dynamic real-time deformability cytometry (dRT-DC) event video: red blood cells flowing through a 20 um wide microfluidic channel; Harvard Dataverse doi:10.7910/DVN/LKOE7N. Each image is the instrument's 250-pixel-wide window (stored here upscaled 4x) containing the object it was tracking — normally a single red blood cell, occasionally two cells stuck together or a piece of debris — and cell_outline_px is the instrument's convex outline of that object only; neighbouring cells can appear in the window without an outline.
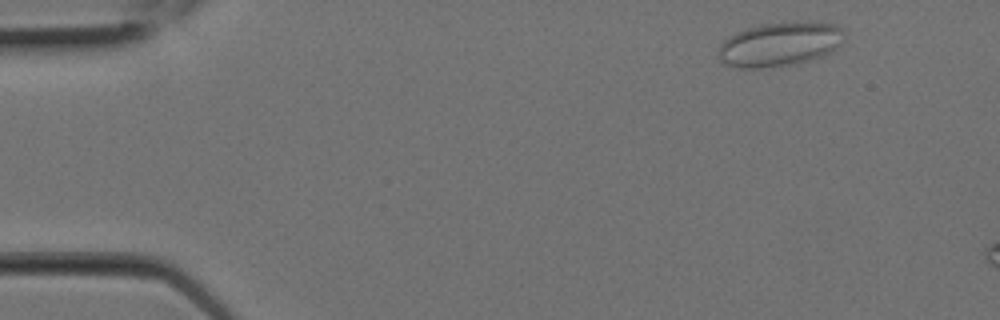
{"species": "Egyptian fruit bat (a non-hibernating species)", "species_latin": "Rousettus aegyptiacus", "temperature_condition": "room temperature", "stored_images_in_passage": 4, "camera_frame_rate_fps": 3000, "um_per_image_px": 0.085, "animal": {"sex": "female"}, "frame": {"image": 1, "passage_image": 1, "time_ms": 0.0, "image_size_px": [1000, 320], "cell_outline_px": [[844, 40], [840, 44], [828, 52], [820, 56], [808, 60], [788, 64], [756, 68], [740, 68], [720, 64], [716, 56], [720, 44], [728, 36], [736, 32], [760, 24], [836, 24], [844, 32]], "centroid_in_image_um": [66.15, 3.79], "position_along_channel_um": 18.8, "area_um2": 31.5}}